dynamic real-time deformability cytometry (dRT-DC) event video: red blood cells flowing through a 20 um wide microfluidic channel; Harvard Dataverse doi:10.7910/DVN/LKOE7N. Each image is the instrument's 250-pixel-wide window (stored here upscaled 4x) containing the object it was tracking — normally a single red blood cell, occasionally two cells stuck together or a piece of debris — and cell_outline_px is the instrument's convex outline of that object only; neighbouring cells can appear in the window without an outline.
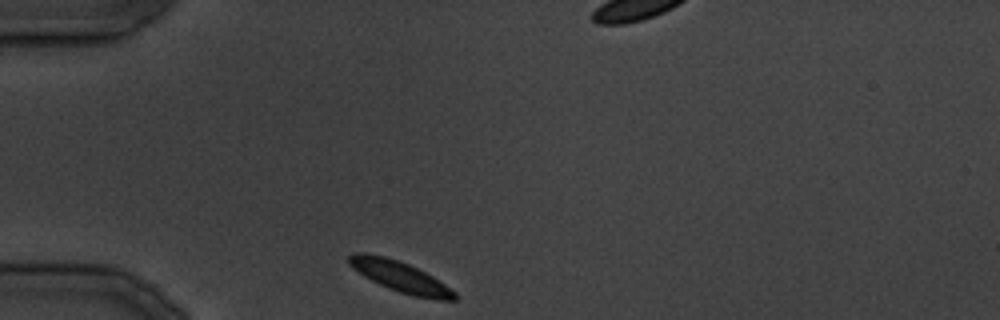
{"species": "common noctule bat (a hibernating species)", "species_latin": "Nyctalus noctula", "temperature_condition": "cold", "stored_images_in_passage": 29, "camera_frame_rate_fps": 3000, "um_per_image_px": 0.085, "animal": {"sex": "male", "body_mass_g": 19.5, "forearm_length_mm": 54.6}, "frame": {"image": 1, "passage_image": 1, "time_ms": 0.0, "image_size_px": [1000, 320], "cell_outline_px": [[456, 300], [436, 300], [412, 296], [388, 288], [364, 276], [352, 268], [348, 264], [348, 256], [352, 252], [368, 252], [384, 256], [408, 264], [432, 276], [456, 292]], "centroid_in_image_um": [33.98, 23.51], "position_along_channel_um": 51.0, "area_um2": 18.84}}
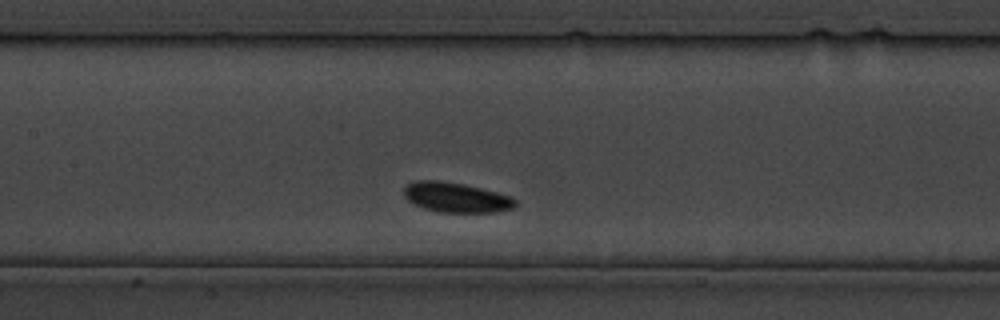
{"frame": {"image": 2, "passage_image": 9, "time_ms": 9.333, "image_size_px": [1000, 320], "cell_outline_px": [[516, 204], [512, 208], [496, 212], [436, 212], [412, 204], [404, 196], [404, 188], [408, 184], [416, 180], [440, 180], [464, 184], [512, 196], [516, 200]], "centroid_in_image_um": [38.74, 16.78], "position_along_channel_um": 168.7, "area_um2": 19.48}}
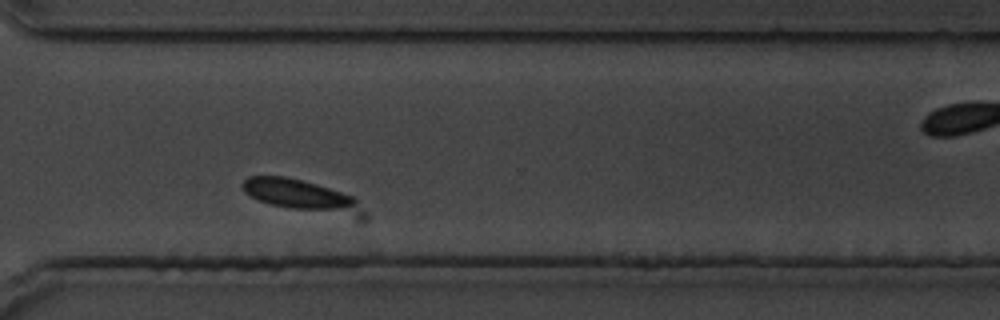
{"frame": {"image": 3, "passage_image": 19, "time_ms": 21.333, "image_size_px": [1000, 320], "cell_outline_px": [[356, 200], [352, 204], [340, 208], [292, 208], [268, 204], [244, 192], [240, 184], [248, 176], [284, 176], [316, 184], [352, 196]], "centroid_in_image_um": [25.0, 16.41], "position_along_channel_um": 345.6, "area_um2": 18.38}}